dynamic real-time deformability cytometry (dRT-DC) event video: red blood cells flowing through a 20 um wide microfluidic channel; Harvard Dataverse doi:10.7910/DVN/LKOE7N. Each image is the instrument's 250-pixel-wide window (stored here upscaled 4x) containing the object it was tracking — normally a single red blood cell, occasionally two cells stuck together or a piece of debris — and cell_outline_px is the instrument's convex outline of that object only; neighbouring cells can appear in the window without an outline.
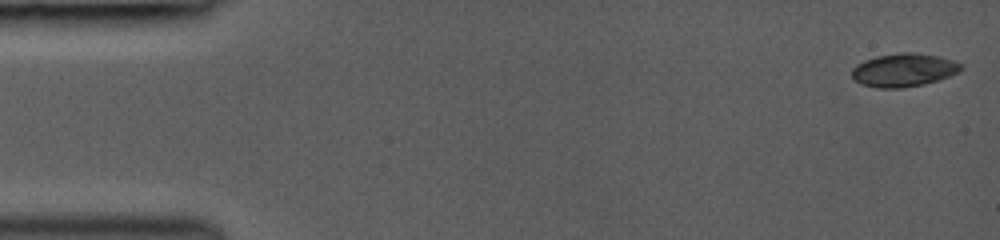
{"species": "common noctule bat (a hibernating species)", "species_latin": "Nyctalus noctula", "temperature_condition": "room temperature", "stored_images_in_passage": 16, "camera_frame_rate_fps": 3000, "um_per_image_px": 0.085, "animal": {"sex": "female", "body_mass_g": 19.0, "forearm_length_mm": 53.3}, "frame": {"image": 1, "passage_image": 1, "time_ms": 0.0, "image_size_px": [1000, 240], "cell_outline_px": [[964, 68], [960, 72], [924, 84], [900, 88], [876, 88], [860, 84], [852, 80], [852, 68], [856, 64], [864, 60], [876, 56], [900, 52], [916, 52], [940, 56], [956, 60]], "centroid_in_image_um": [76.8, 5.94], "position_along_channel_um": 8.2, "area_um2": 21.5}}
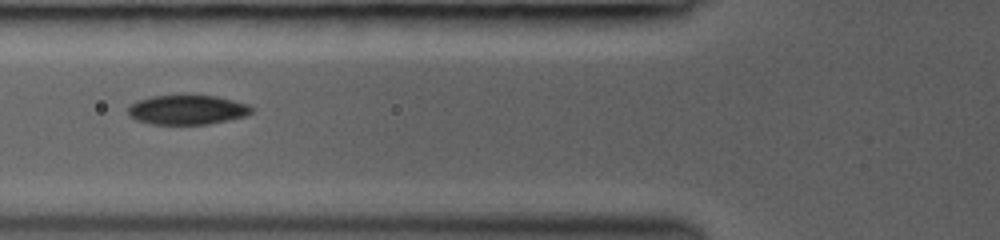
{"frame": {"image": 2, "passage_image": 9, "time_ms": 5.667, "image_size_px": [1000, 240], "cell_outline_px": [[252, 112], [248, 116], [208, 124], [152, 124], [136, 120], [128, 116], [128, 108], [136, 100], [152, 96], [180, 92], [188, 92], [216, 96], [248, 104], [252, 108]], "centroid_in_image_um": [15.9, 9.28], "position_along_channel_um": 109.9, "area_um2": 22.2}}
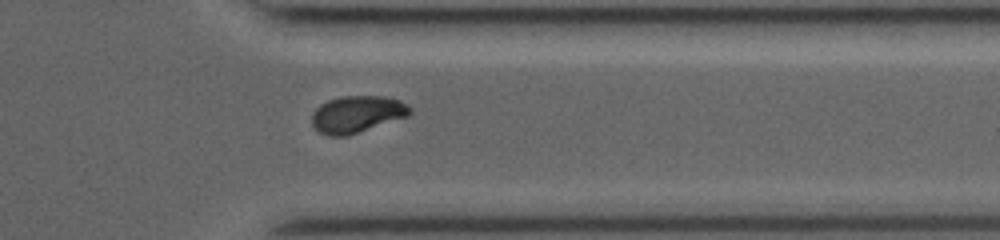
{"frame": {"image": 3, "passage_image": 16, "time_ms": 12.0, "image_size_px": [1000, 240], "cell_outline_px": [[412, 112], [408, 116], [348, 136], [332, 136], [320, 132], [312, 124], [312, 112], [320, 104], [328, 100], [340, 96], [384, 96], [400, 100], [412, 108]], "centroid_in_image_um": [30.36, 9.7], "position_along_channel_um": 381.0, "area_um2": 21.15}}